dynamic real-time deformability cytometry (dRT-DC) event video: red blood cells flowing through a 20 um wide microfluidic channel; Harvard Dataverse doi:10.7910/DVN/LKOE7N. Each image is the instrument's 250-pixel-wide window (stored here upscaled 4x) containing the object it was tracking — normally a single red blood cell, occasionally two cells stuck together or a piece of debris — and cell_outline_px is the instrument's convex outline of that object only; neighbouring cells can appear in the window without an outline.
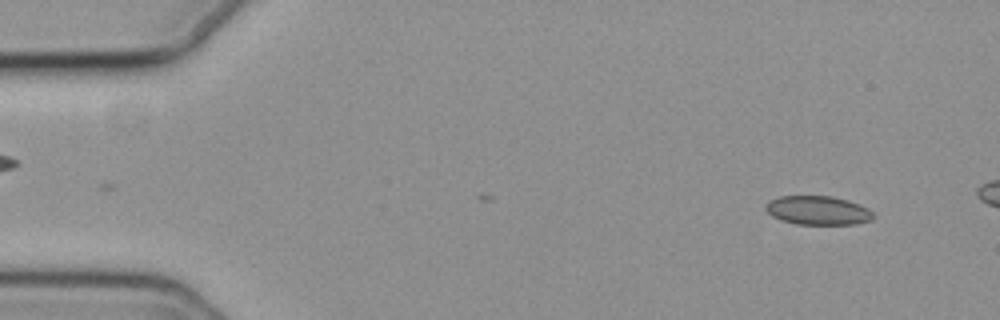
{"species": "common noctule bat (a hibernating species)", "species_latin": "Nyctalus noctula", "temperature_condition": "cold", "stored_images_in_passage": 11, "camera_frame_rate_fps": 3000, "um_per_image_px": 0.085, "animal": {"sex": "female", "body_mass_g": 19.3, "forearm_length_mm": 54.1}, "frame": {"image": 1, "passage_image": 1, "time_ms": 0.0, "image_size_px": [1000, 320], "cell_outline_px": [[876, 216], [872, 220], [856, 224], [796, 224], [780, 220], [772, 216], [764, 208], [768, 200], [780, 196], [832, 196], [848, 200], [868, 208]], "centroid_in_image_um": [69.52, 17.88], "position_along_channel_um": 15.5, "area_um2": 18.26}}